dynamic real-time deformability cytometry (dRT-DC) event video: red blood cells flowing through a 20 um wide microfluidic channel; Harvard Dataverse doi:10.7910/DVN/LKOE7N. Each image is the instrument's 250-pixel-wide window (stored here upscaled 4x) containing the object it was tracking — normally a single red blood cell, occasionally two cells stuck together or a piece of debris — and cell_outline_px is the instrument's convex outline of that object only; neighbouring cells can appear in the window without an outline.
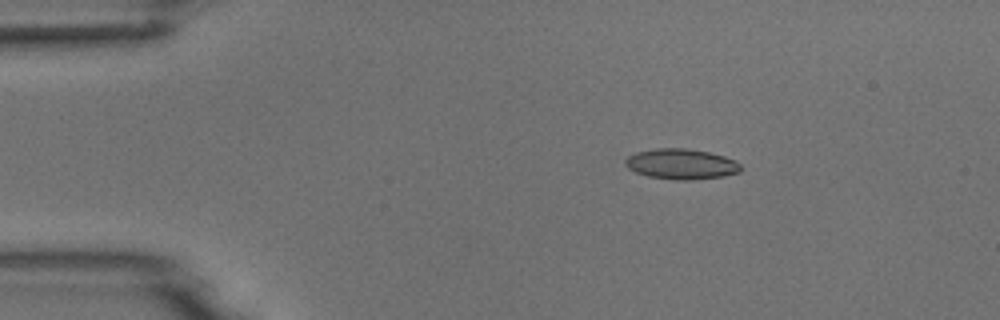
{"species": "common noctule bat (a hibernating species)", "species_latin": "Nyctalus noctula", "temperature_condition": "room temperature", "stored_images_in_passage": 5, "camera_frame_rate_fps": 3000, "um_per_image_px": 0.085, "animal": {"sex": "male", "body_mass_g": 18.8}, "frame": {"image": 1, "passage_image": 3, "time_ms": 2.333, "image_size_px": [1000, 320], "cell_outline_px": [[744, 168], [740, 172], [724, 176], [692, 180], [676, 180], [648, 176], [636, 172], [628, 168], [624, 164], [624, 160], [628, 156], [636, 152], [656, 148], [688, 148], [708, 152], [724, 156], [736, 160]], "centroid_in_image_um": [57.93, 13.94], "position_along_channel_um": 27.1, "area_um2": 20.69}}
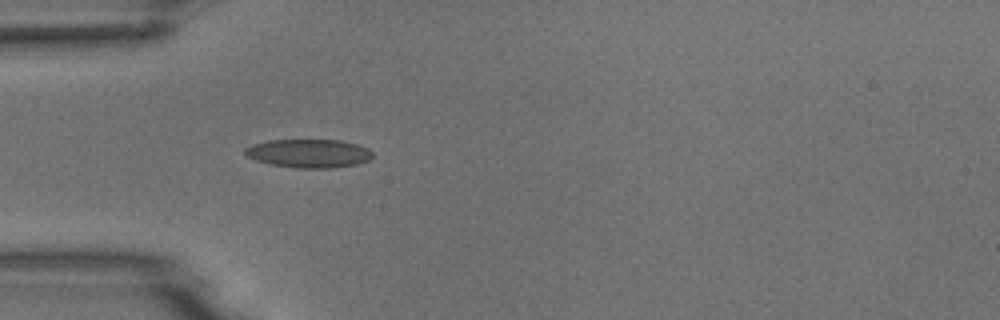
{"frame": {"image": 2, "passage_image": 5, "time_ms": 4.667, "image_size_px": [1000, 320], "cell_outline_px": [[372, 156], [368, 160], [356, 164], [332, 168], [296, 168], [272, 164], [256, 160], [248, 156], [244, 152], [244, 148], [252, 144], [268, 140], [340, 140], [356, 144], [368, 148], [372, 152]], "centroid_in_image_um": [26.24, 13.03], "position_along_channel_um": 58.8, "area_um2": 21.1}}